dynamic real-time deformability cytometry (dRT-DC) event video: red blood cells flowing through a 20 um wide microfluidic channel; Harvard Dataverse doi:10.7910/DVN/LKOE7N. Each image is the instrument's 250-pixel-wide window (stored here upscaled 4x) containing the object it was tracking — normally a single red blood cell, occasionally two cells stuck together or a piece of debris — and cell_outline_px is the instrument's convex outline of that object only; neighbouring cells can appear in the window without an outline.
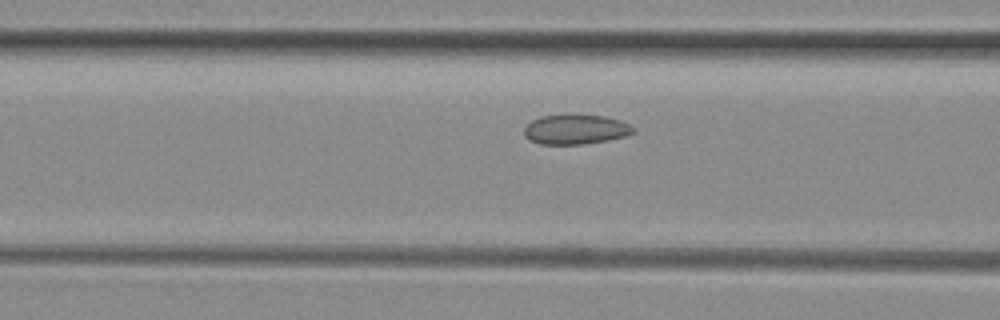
{"species": "common noctule bat (a hibernating species)", "species_latin": "Nyctalus noctula", "temperature_condition": "room temperature", "stored_images_in_passage": 36, "camera_frame_rate_fps": 3000, "um_per_image_px": 0.085, "animal": {"sex": "female", "body_mass_g": 29.2, "forearm_length_mm": 56.3}, "frame": {"image": 1, "passage_image": 14, "time_ms": 4.333, "image_size_px": [1000, 320], "cell_outline_px": [[636, 132], [628, 136], [608, 140], [584, 144], [540, 144], [524, 136], [524, 128], [532, 120], [540, 116], [604, 116], [620, 120], [636, 128]], "centroid_in_image_um": [48.97, 11.02], "position_along_channel_um": 117.6, "area_um2": 18.67}}
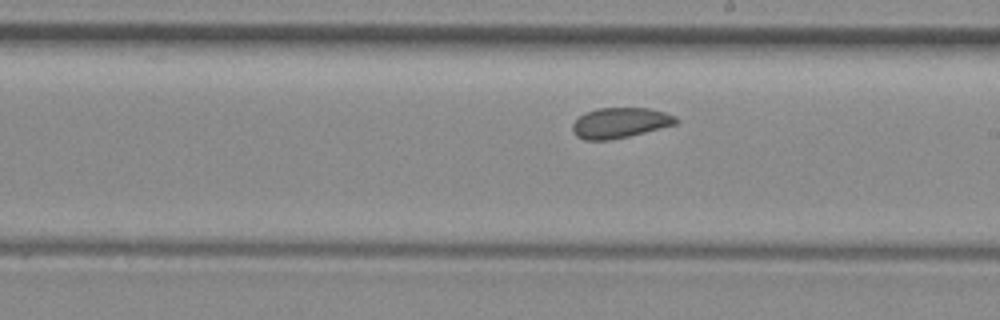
{"frame": {"image": 2, "passage_image": 23, "time_ms": 7.333, "image_size_px": [1000, 320], "cell_outline_px": [[680, 120], [676, 124], [628, 136], [608, 140], [584, 140], [576, 136], [572, 132], [572, 124], [584, 112], [596, 108], [648, 108], [664, 112], [676, 116]], "centroid_in_image_um": [52.68, 10.43], "position_along_channel_um": 236.3, "area_um2": 18.32}}
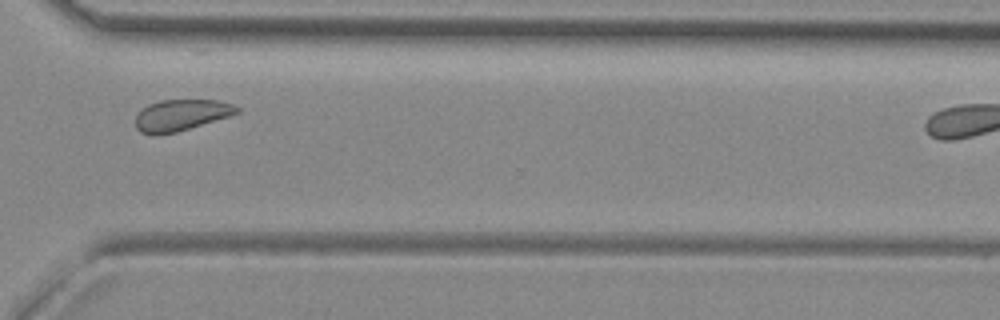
{"frame": {"image": 3, "passage_image": 32, "time_ms": 10.333, "image_size_px": [1000, 320], "cell_outline_px": [[240, 112], [228, 116], [176, 132], [152, 136], [140, 132], [136, 128], [136, 116], [148, 104], [160, 100], [216, 100], [232, 104], [240, 108]], "centroid_in_image_um": [15.37, 9.79], "position_along_channel_um": 355.2, "area_um2": 18.32}}